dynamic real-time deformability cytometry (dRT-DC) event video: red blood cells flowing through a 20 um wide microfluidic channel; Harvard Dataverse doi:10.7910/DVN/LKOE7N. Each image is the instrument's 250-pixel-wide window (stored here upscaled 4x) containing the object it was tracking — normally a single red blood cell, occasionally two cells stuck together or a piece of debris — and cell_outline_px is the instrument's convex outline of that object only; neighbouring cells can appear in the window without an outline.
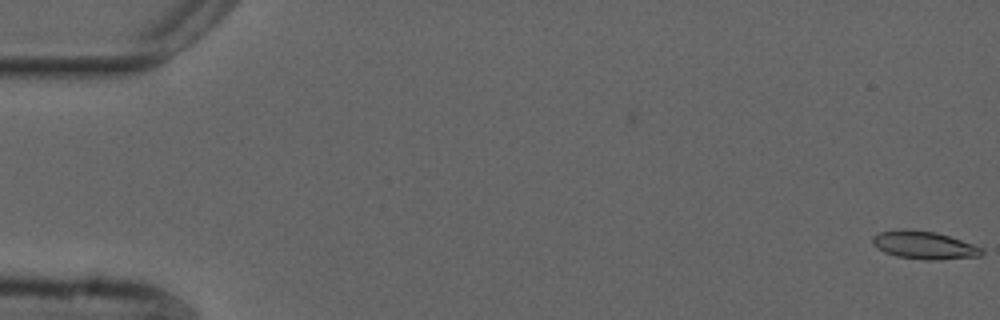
{"species": "common noctule bat (a hibernating species)", "species_latin": "Nyctalus noctula", "temperature_condition": "cold", "stored_images_in_passage": 2, "camera_frame_rate_fps": 3000, "um_per_image_px": 0.085, "animal": {"sex": "male", "forearm_length_mm": 52.5}, "frame": {"image": 1, "passage_image": 2, "time_ms": 0.333, "image_size_px": [1000, 320], "cell_outline_px": [[984, 252], [980, 256], [940, 260], [924, 260], [896, 256], [884, 252], [876, 248], [872, 244], [872, 236], [880, 232], [904, 228], [936, 232], [984, 248]], "centroid_in_image_um": [78.53, 20.84], "position_along_channel_um": 6.5, "area_um2": 17.92}}